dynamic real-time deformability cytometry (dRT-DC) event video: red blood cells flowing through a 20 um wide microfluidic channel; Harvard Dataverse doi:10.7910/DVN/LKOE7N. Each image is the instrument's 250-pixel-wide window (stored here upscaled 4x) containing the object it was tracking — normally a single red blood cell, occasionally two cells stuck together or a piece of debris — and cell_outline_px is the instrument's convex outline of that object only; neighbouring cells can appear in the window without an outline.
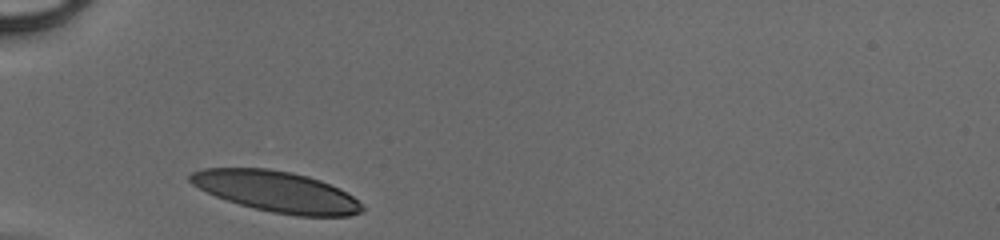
{"species": "human", "species_latin": "Homo sapiens", "temperature_condition": "cold", "stored_images_in_passage": 25, "camera_frame_rate_fps": 3000, "um_per_image_px": 0.085, "donor": {"sex": "male"}, "frame": {"image": 1, "passage_image": 1, "time_ms": 0.0, "image_size_px": [1000, 240], "cell_outline_px": [[364, 208], [360, 212], [348, 216], [296, 216], [272, 212], [240, 204], [216, 196], [192, 184], [188, 180], [188, 176], [192, 172], [204, 168], [268, 168], [292, 172], [308, 176], [320, 180], [340, 188], [364, 204]], "centroid_in_image_um": [23.53, 16.28], "position_along_channel_um": 61.5, "area_um2": 40.81}}
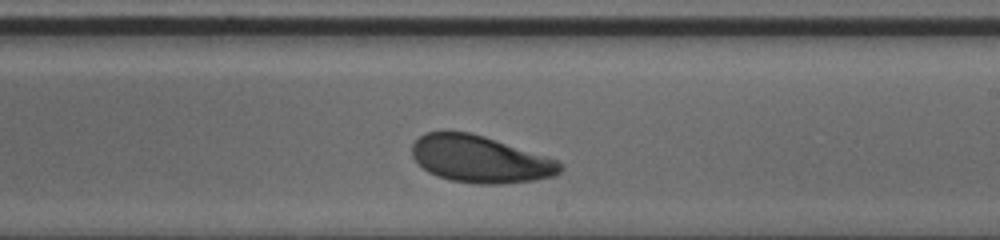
{"frame": {"image": 2, "passage_image": 15, "time_ms": 4.667, "image_size_px": [1000, 240], "cell_outline_px": [[564, 168], [556, 176], [532, 180], [500, 184], [476, 184], [452, 180], [436, 176], [428, 172], [412, 156], [412, 144], [424, 132], [472, 132], [560, 160], [564, 164]], "centroid_in_image_um": [40.86, 13.53], "position_along_channel_um": 248.1, "area_um2": 40.69}}
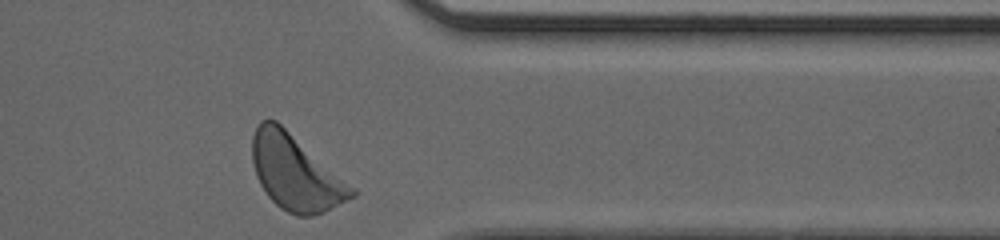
{"frame": {"image": 3, "passage_image": 25, "time_ms": 8.0, "image_size_px": [1000, 240], "cell_outline_px": [[356, 196], [324, 212], [312, 216], [296, 216], [280, 208], [268, 196], [260, 184], [256, 176], [252, 160], [252, 136], [260, 120], [276, 120], [356, 188]], "centroid_in_image_um": [25.13, 14.69], "position_along_channel_um": 386.3, "area_um2": 43.47}}